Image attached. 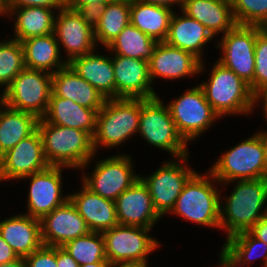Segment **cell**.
I'll return each instance as SVG.
<instances>
[{
	"mask_svg": "<svg viewBox=\"0 0 267 267\" xmlns=\"http://www.w3.org/2000/svg\"><path fill=\"white\" fill-rule=\"evenodd\" d=\"M175 10L131 0L130 23L157 42H165Z\"/></svg>",
	"mask_w": 267,
	"mask_h": 267,
	"instance_id": "4dcf8cb0",
	"label": "cell"
},
{
	"mask_svg": "<svg viewBox=\"0 0 267 267\" xmlns=\"http://www.w3.org/2000/svg\"><path fill=\"white\" fill-rule=\"evenodd\" d=\"M132 160V157L122 153L98 160L91 174L83 172L81 181L93 193L115 202L139 178L133 170Z\"/></svg>",
	"mask_w": 267,
	"mask_h": 267,
	"instance_id": "4fadbf2b",
	"label": "cell"
},
{
	"mask_svg": "<svg viewBox=\"0 0 267 267\" xmlns=\"http://www.w3.org/2000/svg\"><path fill=\"white\" fill-rule=\"evenodd\" d=\"M79 265L95 262H108L105 254V241L102 232L90 231L62 246Z\"/></svg>",
	"mask_w": 267,
	"mask_h": 267,
	"instance_id": "e575fe53",
	"label": "cell"
},
{
	"mask_svg": "<svg viewBox=\"0 0 267 267\" xmlns=\"http://www.w3.org/2000/svg\"><path fill=\"white\" fill-rule=\"evenodd\" d=\"M40 222L41 239L46 246L62 247L90 232L84 218L70 199L45 215Z\"/></svg>",
	"mask_w": 267,
	"mask_h": 267,
	"instance_id": "ac0fdd59",
	"label": "cell"
},
{
	"mask_svg": "<svg viewBox=\"0 0 267 267\" xmlns=\"http://www.w3.org/2000/svg\"><path fill=\"white\" fill-rule=\"evenodd\" d=\"M59 9L46 7H12L5 14L12 19L14 16V40L19 42L32 37L54 33L55 13Z\"/></svg>",
	"mask_w": 267,
	"mask_h": 267,
	"instance_id": "83f0119b",
	"label": "cell"
},
{
	"mask_svg": "<svg viewBox=\"0 0 267 267\" xmlns=\"http://www.w3.org/2000/svg\"><path fill=\"white\" fill-rule=\"evenodd\" d=\"M1 162H2V155L0 153V167H1Z\"/></svg>",
	"mask_w": 267,
	"mask_h": 267,
	"instance_id": "db71d44e",
	"label": "cell"
},
{
	"mask_svg": "<svg viewBox=\"0 0 267 267\" xmlns=\"http://www.w3.org/2000/svg\"><path fill=\"white\" fill-rule=\"evenodd\" d=\"M0 267H25V261L23 258H19L13 262L1 264Z\"/></svg>",
	"mask_w": 267,
	"mask_h": 267,
	"instance_id": "c3c4849f",
	"label": "cell"
},
{
	"mask_svg": "<svg viewBox=\"0 0 267 267\" xmlns=\"http://www.w3.org/2000/svg\"><path fill=\"white\" fill-rule=\"evenodd\" d=\"M236 24L260 26L267 24V0H230Z\"/></svg>",
	"mask_w": 267,
	"mask_h": 267,
	"instance_id": "8d00e7d4",
	"label": "cell"
},
{
	"mask_svg": "<svg viewBox=\"0 0 267 267\" xmlns=\"http://www.w3.org/2000/svg\"><path fill=\"white\" fill-rule=\"evenodd\" d=\"M261 101V104L258 103ZM263 101V102H262ZM253 108L256 107V105H260L262 107L263 113L265 115V119L267 122V86L262 87L258 91H256L253 95Z\"/></svg>",
	"mask_w": 267,
	"mask_h": 267,
	"instance_id": "f6af8a7d",
	"label": "cell"
},
{
	"mask_svg": "<svg viewBox=\"0 0 267 267\" xmlns=\"http://www.w3.org/2000/svg\"><path fill=\"white\" fill-rule=\"evenodd\" d=\"M257 239L267 244V216L259 219L249 230Z\"/></svg>",
	"mask_w": 267,
	"mask_h": 267,
	"instance_id": "ee69618b",
	"label": "cell"
},
{
	"mask_svg": "<svg viewBox=\"0 0 267 267\" xmlns=\"http://www.w3.org/2000/svg\"><path fill=\"white\" fill-rule=\"evenodd\" d=\"M44 155L50 166L84 169L97 155L93 136L83 130L38 120Z\"/></svg>",
	"mask_w": 267,
	"mask_h": 267,
	"instance_id": "7a4b0ae2",
	"label": "cell"
},
{
	"mask_svg": "<svg viewBox=\"0 0 267 267\" xmlns=\"http://www.w3.org/2000/svg\"><path fill=\"white\" fill-rule=\"evenodd\" d=\"M3 4L4 0H0V16H3Z\"/></svg>",
	"mask_w": 267,
	"mask_h": 267,
	"instance_id": "f5cc1de1",
	"label": "cell"
},
{
	"mask_svg": "<svg viewBox=\"0 0 267 267\" xmlns=\"http://www.w3.org/2000/svg\"><path fill=\"white\" fill-rule=\"evenodd\" d=\"M159 97L141 99L138 133L150 146L175 158L189 154L188 143L179 134L169 107Z\"/></svg>",
	"mask_w": 267,
	"mask_h": 267,
	"instance_id": "52a82bcc",
	"label": "cell"
},
{
	"mask_svg": "<svg viewBox=\"0 0 267 267\" xmlns=\"http://www.w3.org/2000/svg\"><path fill=\"white\" fill-rule=\"evenodd\" d=\"M24 261L25 267H57V247L42 245Z\"/></svg>",
	"mask_w": 267,
	"mask_h": 267,
	"instance_id": "f35d334b",
	"label": "cell"
},
{
	"mask_svg": "<svg viewBox=\"0 0 267 267\" xmlns=\"http://www.w3.org/2000/svg\"><path fill=\"white\" fill-rule=\"evenodd\" d=\"M157 44L156 40L130 23L106 49L114 55L149 61Z\"/></svg>",
	"mask_w": 267,
	"mask_h": 267,
	"instance_id": "836d02e7",
	"label": "cell"
},
{
	"mask_svg": "<svg viewBox=\"0 0 267 267\" xmlns=\"http://www.w3.org/2000/svg\"><path fill=\"white\" fill-rule=\"evenodd\" d=\"M26 6L61 9L66 6V0H4L3 16L12 7Z\"/></svg>",
	"mask_w": 267,
	"mask_h": 267,
	"instance_id": "ab89813d",
	"label": "cell"
},
{
	"mask_svg": "<svg viewBox=\"0 0 267 267\" xmlns=\"http://www.w3.org/2000/svg\"><path fill=\"white\" fill-rule=\"evenodd\" d=\"M116 0H66V6L73 10L93 13L98 8Z\"/></svg>",
	"mask_w": 267,
	"mask_h": 267,
	"instance_id": "60d3db41",
	"label": "cell"
},
{
	"mask_svg": "<svg viewBox=\"0 0 267 267\" xmlns=\"http://www.w3.org/2000/svg\"><path fill=\"white\" fill-rule=\"evenodd\" d=\"M143 3H148V4H155V5H161V6H166L171 9H174V5L176 4L179 9L181 10L182 4L184 0H137Z\"/></svg>",
	"mask_w": 267,
	"mask_h": 267,
	"instance_id": "bcb514c9",
	"label": "cell"
},
{
	"mask_svg": "<svg viewBox=\"0 0 267 267\" xmlns=\"http://www.w3.org/2000/svg\"><path fill=\"white\" fill-rule=\"evenodd\" d=\"M225 199L220 200L219 227L225 230L228 239L237 233L249 231L259 219L266 216L267 179L237 180L232 194Z\"/></svg>",
	"mask_w": 267,
	"mask_h": 267,
	"instance_id": "6da1fadb",
	"label": "cell"
},
{
	"mask_svg": "<svg viewBox=\"0 0 267 267\" xmlns=\"http://www.w3.org/2000/svg\"><path fill=\"white\" fill-rule=\"evenodd\" d=\"M24 68V51L21 42L12 38L0 41V86L4 87L3 91Z\"/></svg>",
	"mask_w": 267,
	"mask_h": 267,
	"instance_id": "d590c367",
	"label": "cell"
},
{
	"mask_svg": "<svg viewBox=\"0 0 267 267\" xmlns=\"http://www.w3.org/2000/svg\"><path fill=\"white\" fill-rule=\"evenodd\" d=\"M151 82L156 78L181 79L192 77L205 70L204 61H200L191 52L158 42L148 61Z\"/></svg>",
	"mask_w": 267,
	"mask_h": 267,
	"instance_id": "e0dca14e",
	"label": "cell"
},
{
	"mask_svg": "<svg viewBox=\"0 0 267 267\" xmlns=\"http://www.w3.org/2000/svg\"><path fill=\"white\" fill-rule=\"evenodd\" d=\"M212 67L208 80L199 85L219 117L253 113L254 94L249 84L218 61Z\"/></svg>",
	"mask_w": 267,
	"mask_h": 267,
	"instance_id": "277c9868",
	"label": "cell"
},
{
	"mask_svg": "<svg viewBox=\"0 0 267 267\" xmlns=\"http://www.w3.org/2000/svg\"><path fill=\"white\" fill-rule=\"evenodd\" d=\"M167 106L179 134L187 143L194 142L217 121L216 119H220L206 100L200 85L186 90Z\"/></svg>",
	"mask_w": 267,
	"mask_h": 267,
	"instance_id": "9c48e42d",
	"label": "cell"
},
{
	"mask_svg": "<svg viewBox=\"0 0 267 267\" xmlns=\"http://www.w3.org/2000/svg\"><path fill=\"white\" fill-rule=\"evenodd\" d=\"M65 167L49 166L22 179H30L27 209L25 213L41 220L56 207L69 199V194H62V171Z\"/></svg>",
	"mask_w": 267,
	"mask_h": 267,
	"instance_id": "9a60e30c",
	"label": "cell"
},
{
	"mask_svg": "<svg viewBox=\"0 0 267 267\" xmlns=\"http://www.w3.org/2000/svg\"><path fill=\"white\" fill-rule=\"evenodd\" d=\"M188 155L190 153L164 161L160 168L148 177L139 175L149 190L155 210L161 217L170 214L185 184L196 173L194 169L186 166L190 157Z\"/></svg>",
	"mask_w": 267,
	"mask_h": 267,
	"instance_id": "30bf717a",
	"label": "cell"
},
{
	"mask_svg": "<svg viewBox=\"0 0 267 267\" xmlns=\"http://www.w3.org/2000/svg\"><path fill=\"white\" fill-rule=\"evenodd\" d=\"M213 38L206 27L196 19L183 12L178 16L174 11L165 42L170 46L191 52L202 62L204 46Z\"/></svg>",
	"mask_w": 267,
	"mask_h": 267,
	"instance_id": "484cf974",
	"label": "cell"
},
{
	"mask_svg": "<svg viewBox=\"0 0 267 267\" xmlns=\"http://www.w3.org/2000/svg\"><path fill=\"white\" fill-rule=\"evenodd\" d=\"M68 65L73 71L90 83L106 99L115 98V73L112 55L106 56L95 50L72 59Z\"/></svg>",
	"mask_w": 267,
	"mask_h": 267,
	"instance_id": "d4e9b609",
	"label": "cell"
},
{
	"mask_svg": "<svg viewBox=\"0 0 267 267\" xmlns=\"http://www.w3.org/2000/svg\"><path fill=\"white\" fill-rule=\"evenodd\" d=\"M49 166L44 155L40 133L36 129L2 155L0 182L10 179L21 180L23 177L40 172Z\"/></svg>",
	"mask_w": 267,
	"mask_h": 267,
	"instance_id": "2e32d148",
	"label": "cell"
},
{
	"mask_svg": "<svg viewBox=\"0 0 267 267\" xmlns=\"http://www.w3.org/2000/svg\"><path fill=\"white\" fill-rule=\"evenodd\" d=\"M0 101L8 107L42 118L52 94V73L24 68L1 93Z\"/></svg>",
	"mask_w": 267,
	"mask_h": 267,
	"instance_id": "ba28073f",
	"label": "cell"
},
{
	"mask_svg": "<svg viewBox=\"0 0 267 267\" xmlns=\"http://www.w3.org/2000/svg\"><path fill=\"white\" fill-rule=\"evenodd\" d=\"M108 267H148V263L142 262H115L109 263Z\"/></svg>",
	"mask_w": 267,
	"mask_h": 267,
	"instance_id": "7dc6e473",
	"label": "cell"
},
{
	"mask_svg": "<svg viewBox=\"0 0 267 267\" xmlns=\"http://www.w3.org/2000/svg\"><path fill=\"white\" fill-rule=\"evenodd\" d=\"M130 8L131 0H116L92 13L97 46L100 44L106 48L130 24Z\"/></svg>",
	"mask_w": 267,
	"mask_h": 267,
	"instance_id": "f1b7e54d",
	"label": "cell"
},
{
	"mask_svg": "<svg viewBox=\"0 0 267 267\" xmlns=\"http://www.w3.org/2000/svg\"><path fill=\"white\" fill-rule=\"evenodd\" d=\"M0 234L19 258L24 259L43 245L40 220L26 214L1 220Z\"/></svg>",
	"mask_w": 267,
	"mask_h": 267,
	"instance_id": "7402d4cb",
	"label": "cell"
},
{
	"mask_svg": "<svg viewBox=\"0 0 267 267\" xmlns=\"http://www.w3.org/2000/svg\"><path fill=\"white\" fill-rule=\"evenodd\" d=\"M263 29H264L265 31H267V24L263 27Z\"/></svg>",
	"mask_w": 267,
	"mask_h": 267,
	"instance_id": "11a10c76",
	"label": "cell"
},
{
	"mask_svg": "<svg viewBox=\"0 0 267 267\" xmlns=\"http://www.w3.org/2000/svg\"><path fill=\"white\" fill-rule=\"evenodd\" d=\"M141 99H107L98 111L93 135L95 153L98 148L119 147L134 134H138Z\"/></svg>",
	"mask_w": 267,
	"mask_h": 267,
	"instance_id": "5b68a950",
	"label": "cell"
},
{
	"mask_svg": "<svg viewBox=\"0 0 267 267\" xmlns=\"http://www.w3.org/2000/svg\"><path fill=\"white\" fill-rule=\"evenodd\" d=\"M221 253L234 267H245L259 257L263 259V267L267 266V244L250 231L240 232L226 239Z\"/></svg>",
	"mask_w": 267,
	"mask_h": 267,
	"instance_id": "d6a6232c",
	"label": "cell"
},
{
	"mask_svg": "<svg viewBox=\"0 0 267 267\" xmlns=\"http://www.w3.org/2000/svg\"><path fill=\"white\" fill-rule=\"evenodd\" d=\"M108 266L109 262H95V263L80 265V267H108Z\"/></svg>",
	"mask_w": 267,
	"mask_h": 267,
	"instance_id": "816d5d0a",
	"label": "cell"
},
{
	"mask_svg": "<svg viewBox=\"0 0 267 267\" xmlns=\"http://www.w3.org/2000/svg\"><path fill=\"white\" fill-rule=\"evenodd\" d=\"M256 37L257 26L236 24L216 45L223 52L217 61L249 84L253 94Z\"/></svg>",
	"mask_w": 267,
	"mask_h": 267,
	"instance_id": "8fae6325",
	"label": "cell"
},
{
	"mask_svg": "<svg viewBox=\"0 0 267 267\" xmlns=\"http://www.w3.org/2000/svg\"><path fill=\"white\" fill-rule=\"evenodd\" d=\"M52 93L56 97L70 99L81 106L95 109L97 112L107 100L90 83L76 74L69 65L52 73Z\"/></svg>",
	"mask_w": 267,
	"mask_h": 267,
	"instance_id": "603a6c76",
	"label": "cell"
},
{
	"mask_svg": "<svg viewBox=\"0 0 267 267\" xmlns=\"http://www.w3.org/2000/svg\"><path fill=\"white\" fill-rule=\"evenodd\" d=\"M19 257L0 234V265L18 260Z\"/></svg>",
	"mask_w": 267,
	"mask_h": 267,
	"instance_id": "b9f144b4",
	"label": "cell"
},
{
	"mask_svg": "<svg viewBox=\"0 0 267 267\" xmlns=\"http://www.w3.org/2000/svg\"><path fill=\"white\" fill-rule=\"evenodd\" d=\"M216 182L220 184L209 171L205 174L196 172L185 184L170 213L197 225L220 229L222 195L214 184Z\"/></svg>",
	"mask_w": 267,
	"mask_h": 267,
	"instance_id": "3957f363",
	"label": "cell"
},
{
	"mask_svg": "<svg viewBox=\"0 0 267 267\" xmlns=\"http://www.w3.org/2000/svg\"><path fill=\"white\" fill-rule=\"evenodd\" d=\"M38 118L12 109L0 101V153L5 154L37 129Z\"/></svg>",
	"mask_w": 267,
	"mask_h": 267,
	"instance_id": "1f68e13d",
	"label": "cell"
},
{
	"mask_svg": "<svg viewBox=\"0 0 267 267\" xmlns=\"http://www.w3.org/2000/svg\"><path fill=\"white\" fill-rule=\"evenodd\" d=\"M57 267H80V265L65 249L57 247Z\"/></svg>",
	"mask_w": 267,
	"mask_h": 267,
	"instance_id": "7bdbcfd3",
	"label": "cell"
},
{
	"mask_svg": "<svg viewBox=\"0 0 267 267\" xmlns=\"http://www.w3.org/2000/svg\"><path fill=\"white\" fill-rule=\"evenodd\" d=\"M181 11L205 26L214 38L236 25L230 0H184Z\"/></svg>",
	"mask_w": 267,
	"mask_h": 267,
	"instance_id": "cb8c5ba5",
	"label": "cell"
},
{
	"mask_svg": "<svg viewBox=\"0 0 267 267\" xmlns=\"http://www.w3.org/2000/svg\"><path fill=\"white\" fill-rule=\"evenodd\" d=\"M115 98L147 99L158 96L149 76L148 61L112 54Z\"/></svg>",
	"mask_w": 267,
	"mask_h": 267,
	"instance_id": "d6986e66",
	"label": "cell"
},
{
	"mask_svg": "<svg viewBox=\"0 0 267 267\" xmlns=\"http://www.w3.org/2000/svg\"><path fill=\"white\" fill-rule=\"evenodd\" d=\"M54 34L59 46L64 47L67 54L65 60L93 52L98 48L94 39L93 15L67 6L58 10L55 17Z\"/></svg>",
	"mask_w": 267,
	"mask_h": 267,
	"instance_id": "5bb4252c",
	"label": "cell"
},
{
	"mask_svg": "<svg viewBox=\"0 0 267 267\" xmlns=\"http://www.w3.org/2000/svg\"><path fill=\"white\" fill-rule=\"evenodd\" d=\"M21 44L25 68L55 73L68 65L65 59L62 60L61 49L54 33L27 38Z\"/></svg>",
	"mask_w": 267,
	"mask_h": 267,
	"instance_id": "f546056e",
	"label": "cell"
},
{
	"mask_svg": "<svg viewBox=\"0 0 267 267\" xmlns=\"http://www.w3.org/2000/svg\"><path fill=\"white\" fill-rule=\"evenodd\" d=\"M263 146H264V161H265V170H266V179H267V131H263Z\"/></svg>",
	"mask_w": 267,
	"mask_h": 267,
	"instance_id": "681fc988",
	"label": "cell"
},
{
	"mask_svg": "<svg viewBox=\"0 0 267 267\" xmlns=\"http://www.w3.org/2000/svg\"><path fill=\"white\" fill-rule=\"evenodd\" d=\"M97 113L95 109L81 106L70 99L56 97L52 93L42 119L51 124L83 130L93 136Z\"/></svg>",
	"mask_w": 267,
	"mask_h": 267,
	"instance_id": "4316f807",
	"label": "cell"
},
{
	"mask_svg": "<svg viewBox=\"0 0 267 267\" xmlns=\"http://www.w3.org/2000/svg\"><path fill=\"white\" fill-rule=\"evenodd\" d=\"M79 192L70 193L69 199L84 218L92 232H103L118 225L116 203L93 193L82 183Z\"/></svg>",
	"mask_w": 267,
	"mask_h": 267,
	"instance_id": "44dd1931",
	"label": "cell"
},
{
	"mask_svg": "<svg viewBox=\"0 0 267 267\" xmlns=\"http://www.w3.org/2000/svg\"><path fill=\"white\" fill-rule=\"evenodd\" d=\"M264 86H267V31L257 26L254 93Z\"/></svg>",
	"mask_w": 267,
	"mask_h": 267,
	"instance_id": "74e56055",
	"label": "cell"
},
{
	"mask_svg": "<svg viewBox=\"0 0 267 267\" xmlns=\"http://www.w3.org/2000/svg\"><path fill=\"white\" fill-rule=\"evenodd\" d=\"M208 171L221 186L230 185L237 180L266 178L263 131L243 140L219 156Z\"/></svg>",
	"mask_w": 267,
	"mask_h": 267,
	"instance_id": "8992f818",
	"label": "cell"
},
{
	"mask_svg": "<svg viewBox=\"0 0 267 267\" xmlns=\"http://www.w3.org/2000/svg\"><path fill=\"white\" fill-rule=\"evenodd\" d=\"M220 267H234L220 252L219 262ZM218 267V266H217Z\"/></svg>",
	"mask_w": 267,
	"mask_h": 267,
	"instance_id": "f907efd6",
	"label": "cell"
},
{
	"mask_svg": "<svg viewBox=\"0 0 267 267\" xmlns=\"http://www.w3.org/2000/svg\"><path fill=\"white\" fill-rule=\"evenodd\" d=\"M150 231L145 227L119 224L103 231L107 261L148 263V255L160 245L155 237L149 235Z\"/></svg>",
	"mask_w": 267,
	"mask_h": 267,
	"instance_id": "7c38bea8",
	"label": "cell"
},
{
	"mask_svg": "<svg viewBox=\"0 0 267 267\" xmlns=\"http://www.w3.org/2000/svg\"><path fill=\"white\" fill-rule=\"evenodd\" d=\"M115 203L119 225L152 229L162 218L155 210L149 190L140 178L122 192Z\"/></svg>",
	"mask_w": 267,
	"mask_h": 267,
	"instance_id": "ffe728a7",
	"label": "cell"
}]
</instances>
